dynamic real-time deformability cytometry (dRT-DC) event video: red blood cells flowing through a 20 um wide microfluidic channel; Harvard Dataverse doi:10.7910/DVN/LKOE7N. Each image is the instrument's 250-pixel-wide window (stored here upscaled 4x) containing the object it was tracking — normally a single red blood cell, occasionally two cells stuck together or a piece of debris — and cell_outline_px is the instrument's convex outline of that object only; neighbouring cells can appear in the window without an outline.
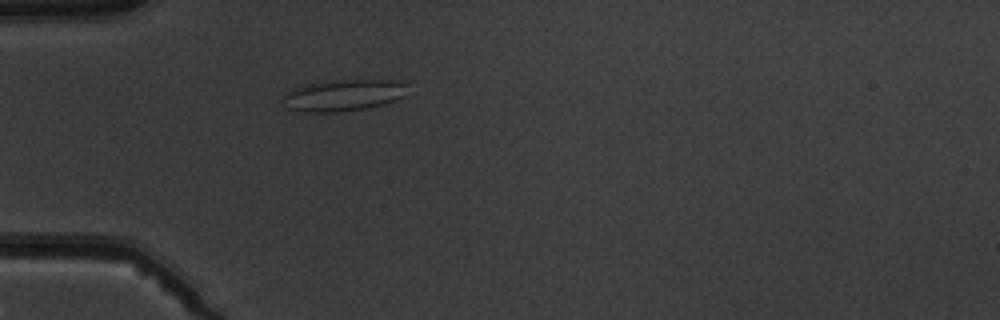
{"species": "common noctule bat (a hibernating species)", "species_latin": "Nyctalus noctula", "temperature_condition": "warm", "stored_images_in_passage": 3, "camera_frame_rate_fps": 3000, "um_per_image_px": 0.085, "animal": {"sex": "male", "body_mass_g": 19.5, "forearm_length_mm": 54.6}, "frame": {"image": 1, "passage_image": 3, "time_ms": 2.333, "image_size_px": [1000, 320], "cell_outline_px": [[408, 84], [404, 96], [396, 100], [384, 104], [364, 108], [336, 112], [300, 112], [288, 108], [280, 100], [280, 96], [292, 88], [312, 84], [340, 80], [396, 80]], "centroid_in_image_um": [29.16, 8.1], "position_along_channel_um": 55.8, "area_um2": 22.89}}